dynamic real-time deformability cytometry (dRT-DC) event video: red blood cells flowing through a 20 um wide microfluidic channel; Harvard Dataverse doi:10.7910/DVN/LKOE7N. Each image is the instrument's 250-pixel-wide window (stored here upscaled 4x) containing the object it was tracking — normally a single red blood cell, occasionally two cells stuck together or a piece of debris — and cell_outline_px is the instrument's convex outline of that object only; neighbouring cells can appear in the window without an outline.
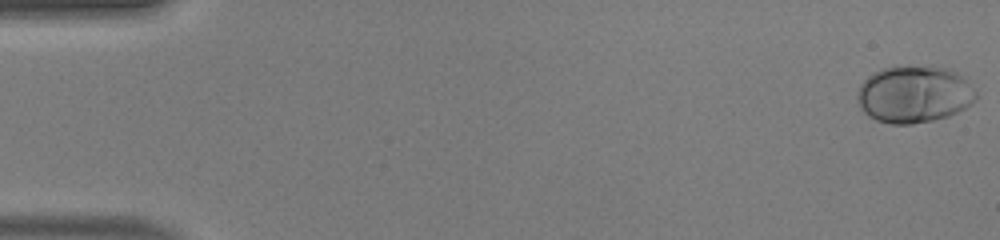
{"species": "human", "species_latin": "Homo sapiens", "temperature_condition": "warm", "stored_images_in_passage": 49, "camera_frame_rate_fps": 3000, "um_per_image_px": 0.085, "donor": {"sex": "male"}, "frame": {"image": 1, "passage_image": 1, "time_ms": 0.0, "image_size_px": [1000, 240], "cell_outline_px": [[976, 100], [972, 104], [948, 116], [932, 120], [912, 124], [892, 124], [876, 120], [868, 116], [860, 108], [856, 96], [860, 84], [872, 72], [896, 64], [948, 68], [956, 72], [976, 92]], "centroid_in_image_um": [77.65, 8.0], "position_along_channel_um": 7.4, "area_um2": 39.71}}
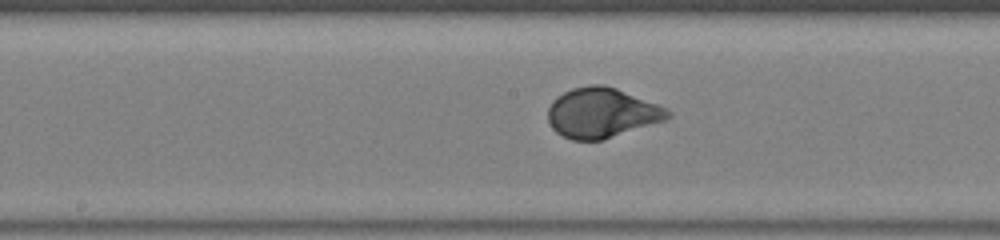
{"frame": {"image": 2, "passage_image": 26, "time_ms": 8.333, "image_size_px": [1000, 240], "cell_outline_px": [[672, 116], [668, 120], [604, 140], [572, 140], [556, 132], [552, 128], [548, 120], [548, 108], [552, 100], [556, 96], [572, 88], [592, 84], [604, 84], [616, 88], [656, 104], [672, 112]], "centroid_in_image_um": [51.15, 9.6], "position_along_channel_um": 197.0, "area_um2": 35.08}}
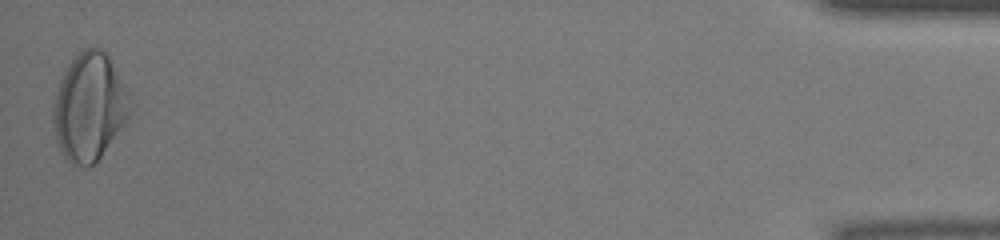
{"frame": {"image": 3, "passage_image": 49, "time_ms": 16.0, "image_size_px": [1000, 240], "cell_outline_px": [[128, 116], [124, 124], [96, 164], [76, 168], [64, 160], [56, 136], [52, 116], [52, 104], [60, 76], [76, 52], [84, 48], [100, 48], [108, 56], [128, 92]], "centroid_in_image_um": [7.53, 9.12], "position_along_channel_um": 427.7, "area_um2": 48.26}, "authors_computed_cell_mechanics": {"area_um2": 35.547, "velocity_mm_per_s": 4.1959, "shape_relaxation_time_tau1_ms": 2.7529, "shape_relaxation_time_tau2_ms": null, "deformation_change_tau1": 0.1799, "deformation_change_tau2": null}}